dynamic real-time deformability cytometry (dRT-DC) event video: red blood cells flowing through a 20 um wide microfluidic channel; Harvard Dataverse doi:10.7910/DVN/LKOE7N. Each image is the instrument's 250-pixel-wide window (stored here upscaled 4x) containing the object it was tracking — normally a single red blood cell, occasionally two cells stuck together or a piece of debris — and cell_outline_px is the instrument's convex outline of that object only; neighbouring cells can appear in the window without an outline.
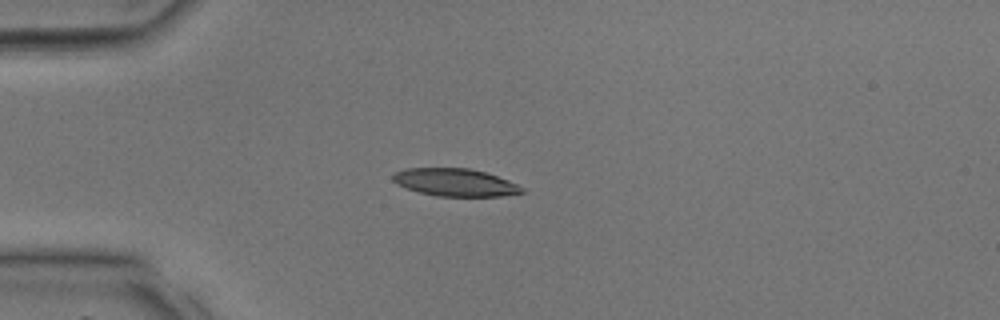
{"species": "common noctule bat (a hibernating species)", "species_latin": "Nyctalus noctula", "temperature_condition": "room temperature", "stored_images_in_passage": 32, "camera_frame_rate_fps": 3000, "um_per_image_px": 0.085, "animal": {"sex": "male", "body_mass_g": 17.9, "forearm_length_mm": 54.2}, "frame": {"image": 1, "passage_image": 4, "time_ms": 1.0, "image_size_px": [1000, 320], "cell_outline_px": [[524, 192], [500, 196], [436, 196], [420, 192], [396, 184], [392, 180], [392, 176], [396, 172], [404, 168], [468, 168], [484, 172], [508, 180], [524, 188]], "centroid_in_image_um": [38.66, 15.5], "position_along_channel_um": 46.3, "area_um2": 20.58}}
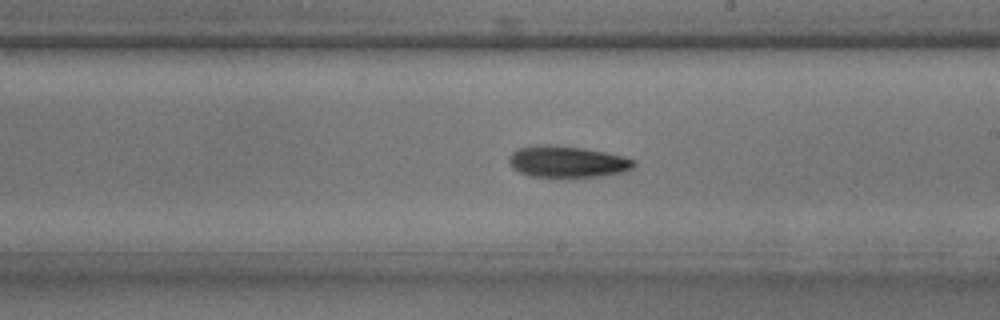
{"frame": {"image": 2, "passage_image": 16, "time_ms": 5.0, "image_size_px": [1000, 320], "cell_outline_px": [[636, 164], [632, 168], [620, 172], [596, 176], [528, 176], [512, 168], [508, 164], [508, 160], [512, 152], [520, 148], [540, 144], [548, 144], [584, 148], [624, 156], [636, 160]], "centroid_in_image_um": [48.19, 13.72], "position_along_channel_um": 240.8, "area_um2": 22.66}}
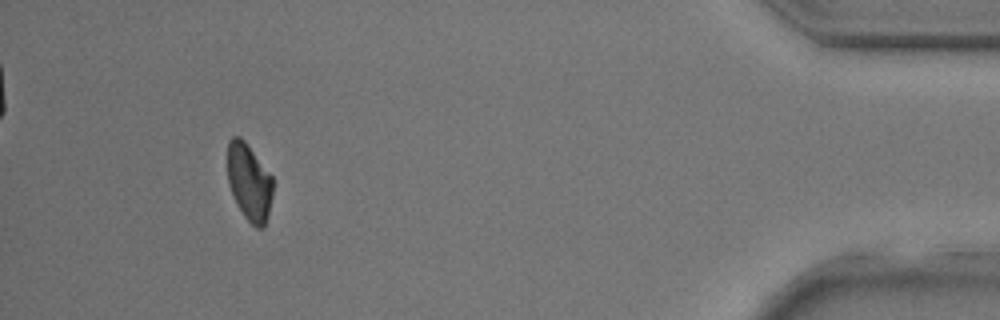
{"frame": {"image": 3, "passage_image": 29, "time_ms": 9.333, "image_size_px": [1000, 320], "cell_outline_px": [[272, 196], [268, 216], [264, 228], [256, 228], [244, 216], [232, 192], [228, 180], [228, 140], [232, 136], [240, 136], [244, 140], [272, 176]], "centroid_in_image_um": [21.19, 15.47], "position_along_channel_um": 414.0, "area_um2": 20.06}}